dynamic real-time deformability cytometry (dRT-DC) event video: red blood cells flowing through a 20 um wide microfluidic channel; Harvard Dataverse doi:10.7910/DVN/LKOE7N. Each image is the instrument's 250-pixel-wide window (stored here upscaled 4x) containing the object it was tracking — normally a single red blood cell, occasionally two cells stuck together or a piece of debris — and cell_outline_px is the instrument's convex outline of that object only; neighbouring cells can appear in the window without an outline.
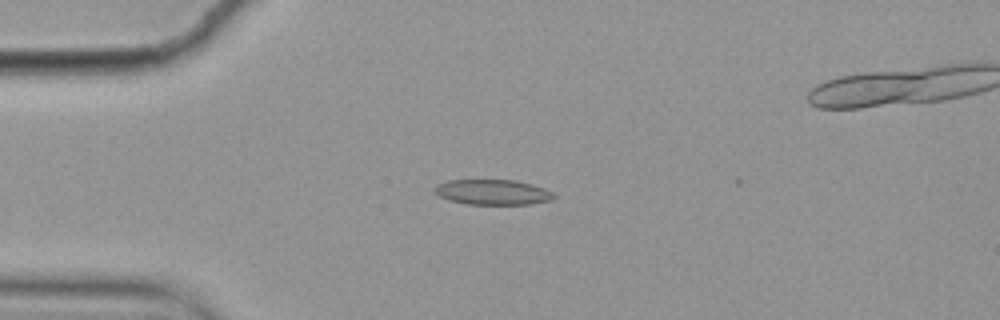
{"species": "common noctule bat (a hibernating species)", "species_latin": "Nyctalus noctula", "temperature_condition": "cold", "stored_images_in_passage": 16, "camera_frame_rate_fps": 3000, "um_per_image_px": 0.085, "animal": {"sex": "female", "body_mass_g": 19.9}, "frame": {"image": 1, "passage_image": 9, "time_ms": 2.667, "image_size_px": [1000, 320], "cell_outline_px": [[556, 196], [552, 200], [532, 204], [468, 204], [448, 200], [432, 192], [432, 188], [436, 184], [448, 180], [516, 180], [532, 184], [544, 188], [552, 192]], "centroid_in_image_um": [41.85, 16.33], "position_along_channel_um": 43.2, "area_um2": 17.74}}
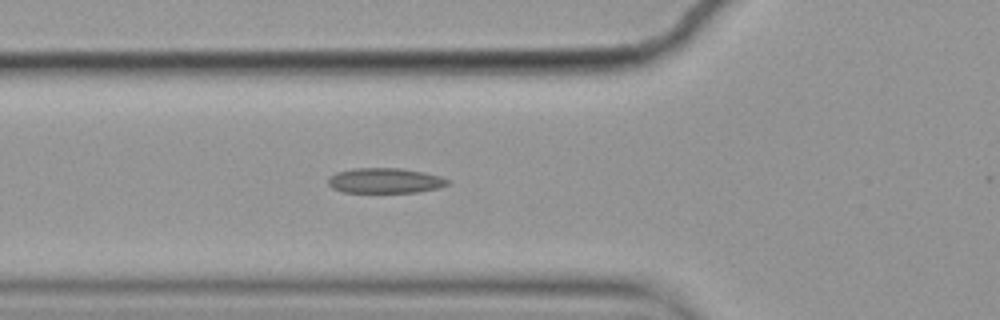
{"frame": {"image": 2, "passage_image": 15, "time_ms": 4.667, "image_size_px": [1000, 320], "cell_outline_px": [[448, 184], [440, 188], [416, 192], [344, 192], [332, 188], [328, 184], [328, 180], [336, 172], [352, 168], [400, 168], [424, 172], [440, 176], [448, 180]], "centroid_in_image_um": [32.73, 15.35], "position_along_channel_um": 93.1, "area_um2": 17.46}}